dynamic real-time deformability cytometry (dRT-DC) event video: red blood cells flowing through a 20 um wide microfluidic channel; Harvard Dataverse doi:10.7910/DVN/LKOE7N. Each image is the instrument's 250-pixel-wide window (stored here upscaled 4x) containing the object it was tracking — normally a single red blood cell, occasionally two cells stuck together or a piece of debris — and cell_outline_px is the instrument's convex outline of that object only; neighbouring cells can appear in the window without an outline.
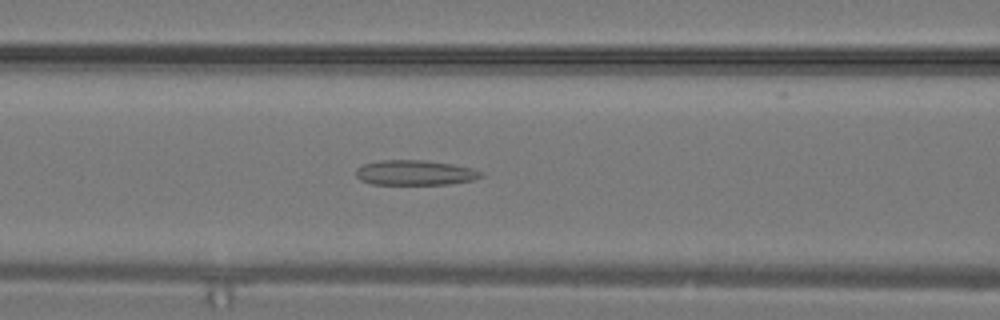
{"species": "common noctule bat (a hibernating species)", "species_latin": "Nyctalus noctula", "temperature_condition": "warm", "stored_images_in_passage": 29, "camera_frame_rate_fps": 3000, "um_per_image_px": 0.085, "animal": {"sex": "male", "body_mass_g": 19.2, "forearm_length_mm": 51.8}, "frame": {"image": 1, "passage_image": 11, "time_ms": 3.333, "image_size_px": [1000, 320], "cell_outline_px": [[484, 176], [472, 180], [448, 184], [372, 184], [360, 180], [356, 176], [356, 168], [364, 164], [380, 160], [424, 160], [452, 164], [472, 168], [480, 172]], "centroid_in_image_um": [35.25, 14.68], "position_along_channel_um": 131.4, "area_um2": 18.15}}
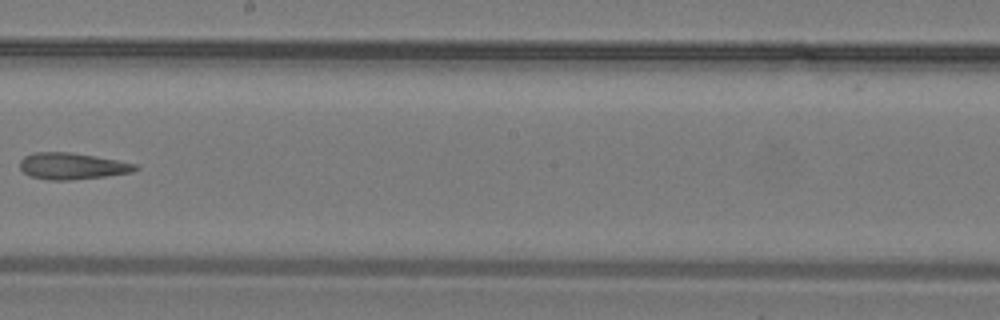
{"frame": {"image": 2, "passage_image": 16, "time_ms": 5.0, "image_size_px": [1000, 320], "cell_outline_px": [[140, 168], [132, 172], [104, 176], [68, 180], [48, 180], [32, 176], [24, 172], [20, 168], [20, 160], [24, 156], [32, 152], [72, 152], [96, 156], [136, 164]], "centroid_in_image_um": [6.12, 14.1], "position_along_channel_um": 242.1, "area_um2": 17.74}}
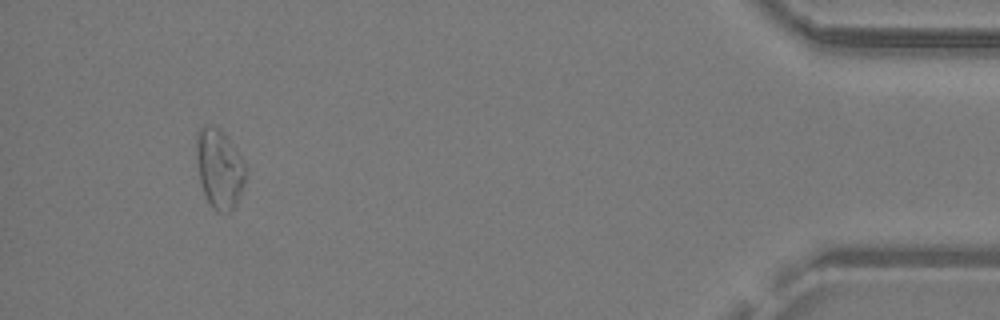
{"frame": {"image": 3, "passage_image": 27, "time_ms": 8.667, "image_size_px": [1000, 320], "cell_outline_px": [[248, 168], [244, 184], [236, 204], [228, 212], [216, 212], [212, 208], [204, 192], [200, 180], [196, 160], [196, 132], [204, 124], [220, 128], [224, 132]], "centroid_in_image_um": [18.65, 14.3], "position_along_channel_um": 416.6, "area_um2": 22.89}}